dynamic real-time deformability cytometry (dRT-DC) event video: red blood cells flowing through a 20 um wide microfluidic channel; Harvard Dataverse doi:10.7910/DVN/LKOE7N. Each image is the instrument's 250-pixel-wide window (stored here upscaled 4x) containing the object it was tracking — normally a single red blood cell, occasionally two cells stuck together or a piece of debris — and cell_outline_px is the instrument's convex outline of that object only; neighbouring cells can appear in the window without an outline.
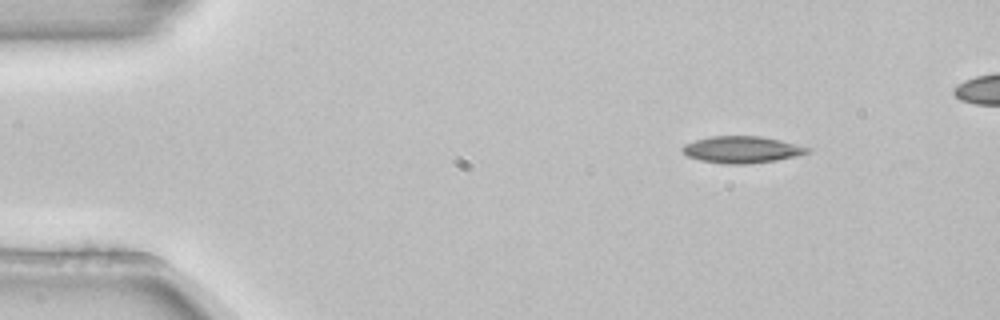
{"species": "common noctule bat (a hibernating species)", "species_latin": "Nyctalus noctula", "temperature_condition": "room temperature", "stored_images_in_passage": 4, "segment_of_instrument_passage": [1, 2], "camera_frame_rate_fps": 3000, "um_per_image_px": 0.085, "animal": {"sex": "female", "body_mass_g": 22.7, "forearm_length_mm": 54.2}, "frame": {"image": 1, "passage_image": 1, "time_ms": 0.0, "image_size_px": [1000, 320], "cell_outline_px": [[812, 152], [796, 156], [776, 160], [748, 164], [724, 164], [700, 160], [688, 156], [680, 148], [684, 144], [696, 140], [712, 136], [760, 136], [780, 140], [812, 148]], "centroid_in_image_um": [63.08, 12.72], "position_along_channel_um": 21.9, "area_um2": 19.54}}